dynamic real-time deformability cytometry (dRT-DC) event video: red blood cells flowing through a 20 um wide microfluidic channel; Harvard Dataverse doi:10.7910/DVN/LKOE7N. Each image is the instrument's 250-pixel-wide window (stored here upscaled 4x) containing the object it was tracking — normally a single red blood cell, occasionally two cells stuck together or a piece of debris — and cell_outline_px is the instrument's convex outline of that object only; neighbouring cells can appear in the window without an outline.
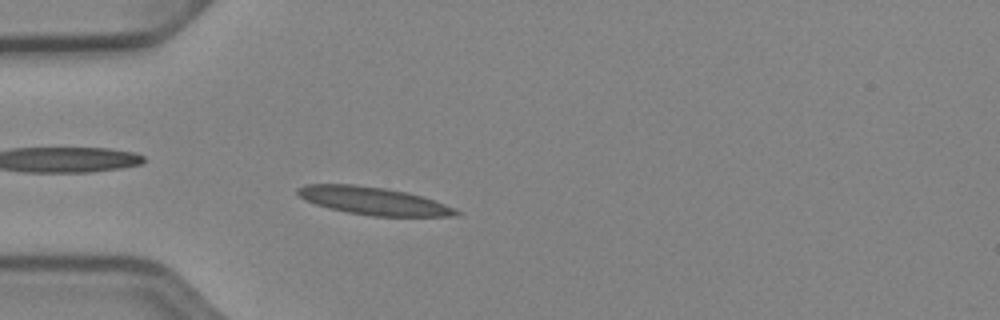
{"species": "Egyptian fruit bat (a non-hibernating species)", "species_latin": "Rousettus aegyptiacus", "temperature_condition": "cold", "stored_images_in_passage": 51, "camera_frame_rate_fps": 3000, "um_per_image_px": 0.085, "animal": {"sex": "female"}, "frame": {"image": 1, "passage_image": 14, "time_ms": 4.333, "image_size_px": [1000, 320], "cell_outline_px": [[460, 212], [452, 216], [372, 216], [348, 212], [328, 208], [304, 200], [296, 192], [296, 188], [304, 184], [352, 184], [384, 188], [408, 192], [456, 208]], "centroid_in_image_um": [31.68, 17.07], "position_along_channel_um": 53.3, "area_um2": 25.43}}
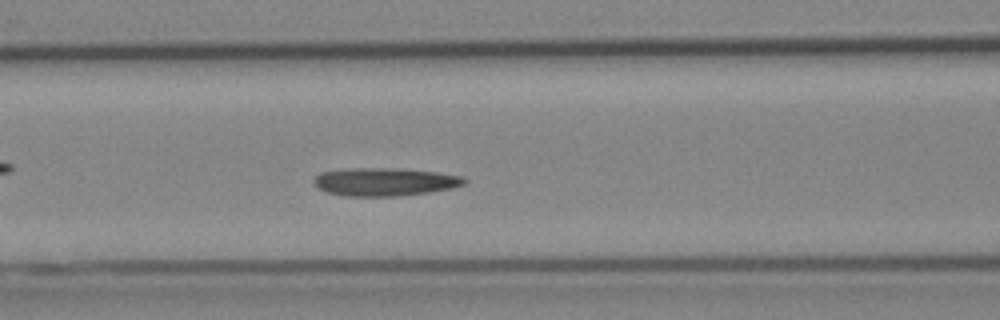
{"frame": {"image": 2, "passage_image": 21, "time_ms": 6.667, "image_size_px": [1000, 320], "cell_outline_px": [[468, 180], [464, 184], [452, 188], [428, 192], [400, 196], [344, 196], [328, 192], [316, 188], [312, 184], [312, 180], [320, 172], [348, 168], [396, 168], [440, 172], [464, 176]], "centroid_in_image_um": [32.69, 15.45], "position_along_channel_um": 133.9, "area_um2": 24.97}}
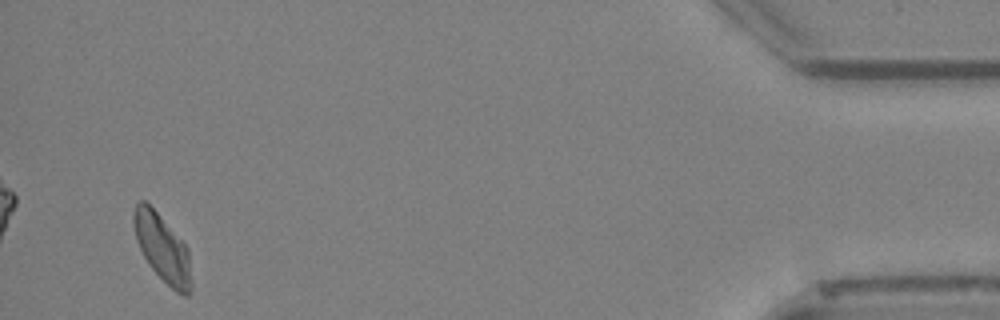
{"frame": {"image": 3, "passage_image": 49, "time_ms": 16.0, "image_size_px": [1000, 320], "cell_outline_px": [[192, 288], [188, 296], [184, 296], [176, 292], [152, 268], [144, 256], [136, 240], [132, 220], [132, 212], [136, 204], [140, 200], [144, 200], [156, 212], [188, 248], [192, 280]], "centroid_in_image_um": [13.81, 21.11], "position_along_channel_um": 421.4, "area_um2": 22.37}, "authors_computed_cell_mechanics": {"area_um2": 23.409, "velocity_mm_per_s": 3.9025, "shape_relaxation_time_tau1_ms": 9.5793, "shape_relaxation_time_tau2_ms": 4.436, "deformation_change_tau1": 0.2132, "deformation_change_tau2": 0.0764}}